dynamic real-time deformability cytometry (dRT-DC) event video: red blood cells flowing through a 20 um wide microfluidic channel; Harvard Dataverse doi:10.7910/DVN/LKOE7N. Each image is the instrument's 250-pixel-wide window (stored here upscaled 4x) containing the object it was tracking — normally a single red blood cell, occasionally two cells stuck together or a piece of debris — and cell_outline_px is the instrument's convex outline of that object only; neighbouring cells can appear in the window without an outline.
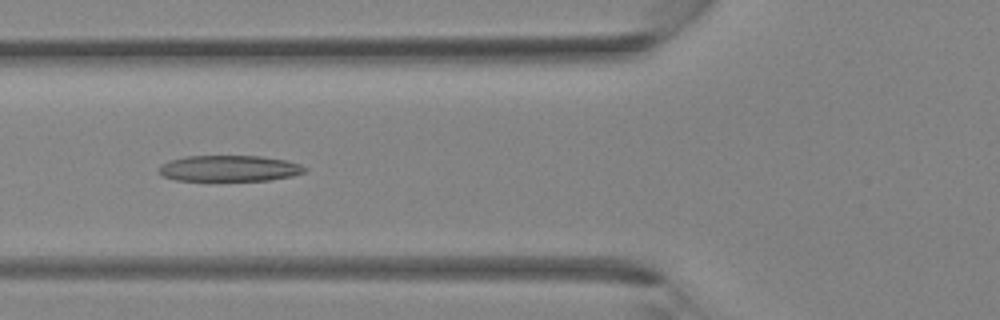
{"species": "Egyptian fruit bat (a non-hibernating species)", "species_latin": "Rousettus aegyptiacus", "temperature_condition": "room temperature", "stored_images_in_passage": 28, "camera_frame_rate_fps": 3000, "um_per_image_px": 0.085, "animal": {"sex": "female"}, "frame": {"image": 1, "passage_image": 5, "time_ms": 1.333, "image_size_px": [1000, 320], "cell_outline_px": [[308, 168], [304, 172], [292, 176], [268, 180], [176, 180], [164, 176], [156, 168], [160, 164], [172, 160], [188, 156], [260, 156], [288, 160], [300, 164]], "centroid_in_image_um": [19.51, 14.3], "position_along_channel_um": 106.3, "area_um2": 22.02}}
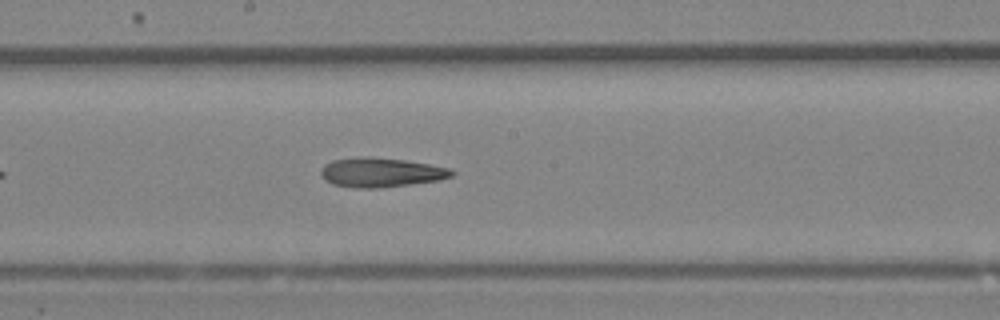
{"frame": {"image": 2, "passage_image": 11, "time_ms": 3.333, "image_size_px": [1000, 320], "cell_outline_px": [[456, 172], [452, 176], [440, 180], [380, 188], [356, 188], [332, 184], [324, 180], [320, 176], [320, 168], [324, 164], [332, 160], [356, 156], [368, 156], [404, 160], [452, 168]], "centroid_in_image_um": [32.34, 14.65], "position_along_channel_um": 215.9, "area_um2": 22.77}}
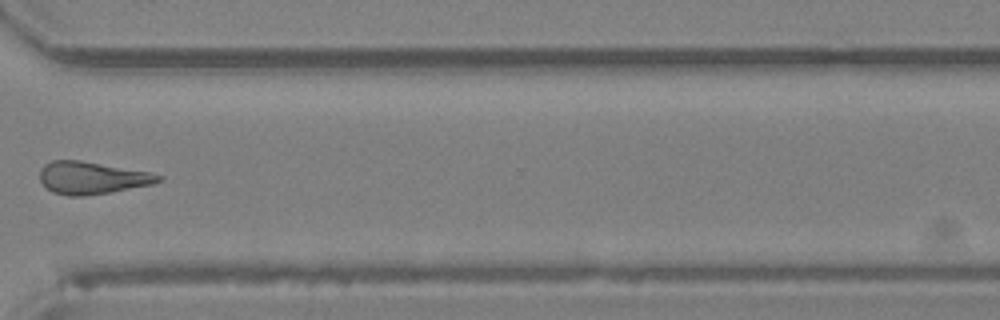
{"frame": {"image": 3, "passage_image": 19, "time_ms": 6.0, "image_size_px": [1000, 320], "cell_outline_px": [[164, 176], [160, 180], [152, 184], [108, 192], [84, 196], [68, 196], [52, 192], [40, 180], [40, 168], [44, 164], [52, 160], [80, 160], [148, 172]], "centroid_in_image_um": [7.77, 15.11], "position_along_channel_um": 362.8, "area_um2": 22.08}}